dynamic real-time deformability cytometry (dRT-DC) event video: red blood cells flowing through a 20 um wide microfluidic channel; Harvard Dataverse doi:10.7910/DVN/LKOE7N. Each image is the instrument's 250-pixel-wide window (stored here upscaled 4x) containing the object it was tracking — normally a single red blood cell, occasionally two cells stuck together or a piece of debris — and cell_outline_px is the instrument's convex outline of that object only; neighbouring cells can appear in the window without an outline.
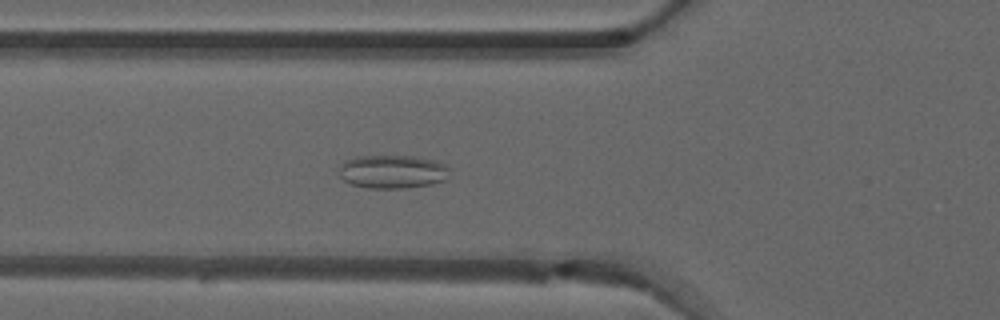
{"species": "common noctule bat (a hibernating species)", "species_latin": "Nyctalus noctula", "temperature_condition": "warm", "stored_images_in_passage": 35, "camera_frame_rate_fps": 3000, "um_per_image_px": 0.085, "animal": {"sex": "male", "forearm_length_mm": 52.5}, "frame": {"image": 1, "passage_image": 2, "time_ms": 0.333, "image_size_px": [1000, 320], "cell_outline_px": [[448, 180], [432, 184], [404, 188], [368, 188], [352, 184], [344, 180], [340, 176], [340, 164], [344, 160], [352, 156], [412, 156], [436, 160], [448, 164]], "centroid_in_image_um": [33.38, 14.58], "position_along_channel_um": 92.4, "area_um2": 21.85}}
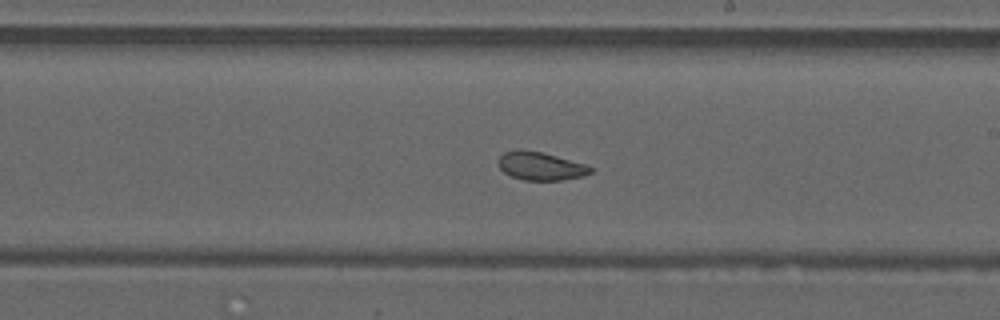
{"frame": {"image": 2, "passage_image": 13, "time_ms": 4.0, "image_size_px": [1000, 320], "cell_outline_px": [[592, 172], [584, 176], [564, 180], [524, 180], [512, 176], [504, 172], [496, 164], [500, 156], [504, 152], [520, 148], [540, 152], [588, 164], [592, 168]], "centroid_in_image_um": [45.95, 14.11], "position_along_channel_um": 243.0, "area_um2": 15.32}}
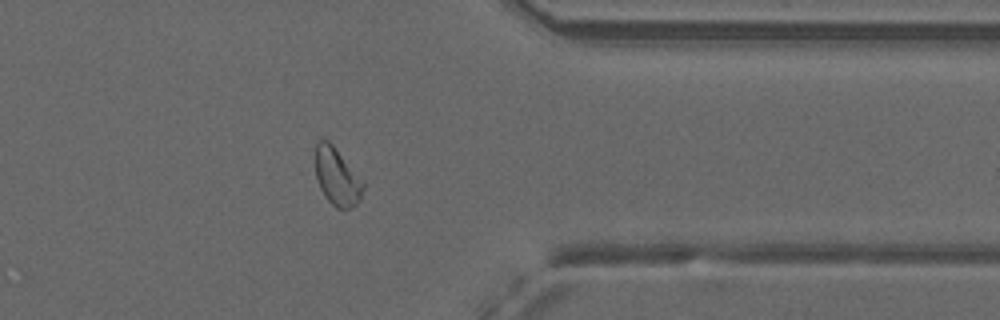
{"frame": {"image": 3, "passage_image": 24, "time_ms": 7.667, "image_size_px": [1000, 320], "cell_outline_px": [[364, 188], [360, 200], [356, 204], [348, 208], [336, 208], [324, 196], [316, 180], [316, 144], [320, 140], [328, 140], [332, 144], [364, 180]], "centroid_in_image_um": [28.66, 15.03], "position_along_channel_um": 382.7, "area_um2": 16.01}}